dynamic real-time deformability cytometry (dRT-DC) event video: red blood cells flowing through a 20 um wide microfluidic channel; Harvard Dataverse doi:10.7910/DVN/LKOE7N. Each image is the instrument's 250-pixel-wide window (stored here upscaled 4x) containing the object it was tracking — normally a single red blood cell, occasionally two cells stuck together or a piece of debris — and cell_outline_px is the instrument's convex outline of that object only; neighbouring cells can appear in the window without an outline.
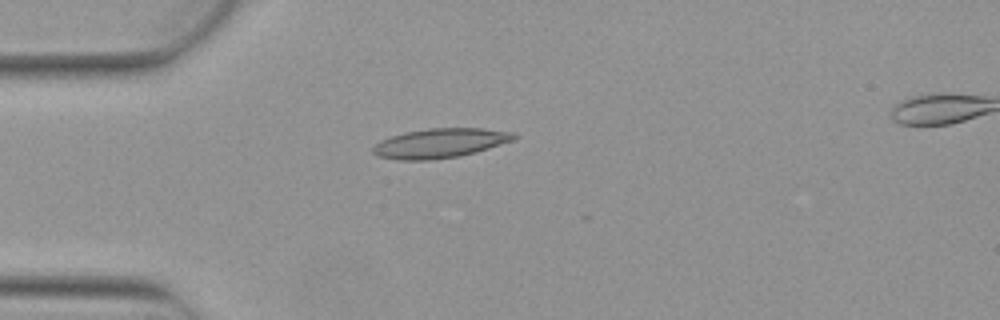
{"species": "Egyptian fruit bat (a non-hibernating species)", "species_latin": "Rousettus aegyptiacus", "temperature_condition": "warm", "stored_images_in_passage": 3, "camera_frame_rate_fps": 3000, "um_per_image_px": 0.085, "animal": {"sex": "female"}, "frame": {"image": 1, "passage_image": 2, "time_ms": 0.333, "image_size_px": [1000, 320], "cell_outline_px": [[520, 136], [516, 140], [476, 152], [460, 156], [432, 160], [396, 160], [380, 156], [372, 152], [372, 148], [380, 140], [404, 132], [428, 128], [484, 128], [516, 132]], "centroid_in_image_um": [37.48, 12.16], "position_along_channel_um": 47.5, "area_um2": 24.57}}